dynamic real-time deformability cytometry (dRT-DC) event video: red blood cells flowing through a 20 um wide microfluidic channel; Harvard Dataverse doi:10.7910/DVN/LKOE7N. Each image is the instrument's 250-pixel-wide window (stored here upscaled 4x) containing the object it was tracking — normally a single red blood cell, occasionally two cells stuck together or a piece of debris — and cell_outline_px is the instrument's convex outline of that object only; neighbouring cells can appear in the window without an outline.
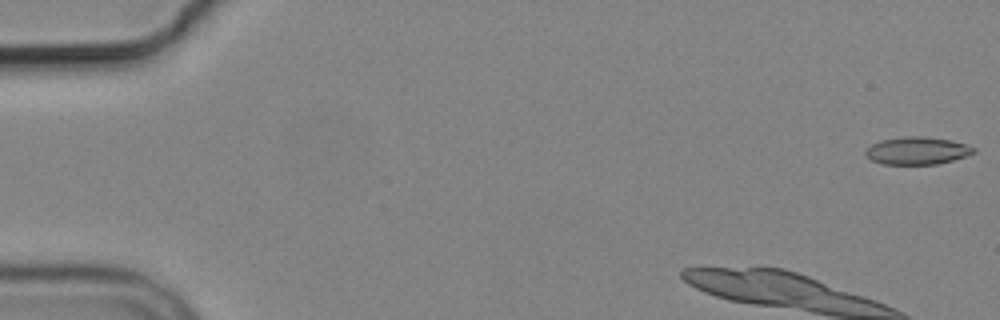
{"species": "common noctule bat (a hibernating species)", "species_latin": "Nyctalus noctula", "temperature_condition": "cold", "stored_images_in_passage": 9, "camera_frame_rate_fps": 3000, "um_per_image_px": 0.085, "animal": {"sex": "male", "body_mass_g": 19.2, "forearm_length_mm": 51.8}, "frame": {"image": 1, "passage_image": 1, "time_ms": 0.0, "image_size_px": [1000, 320], "cell_outline_px": [[976, 152], [952, 160], [936, 164], [880, 164], [872, 160], [864, 152], [872, 144], [880, 140], [904, 136], [924, 136], [952, 140], [968, 144], [976, 148]], "centroid_in_image_um": [77.98, 12.79], "position_along_channel_um": 7.0, "area_um2": 17.4}}
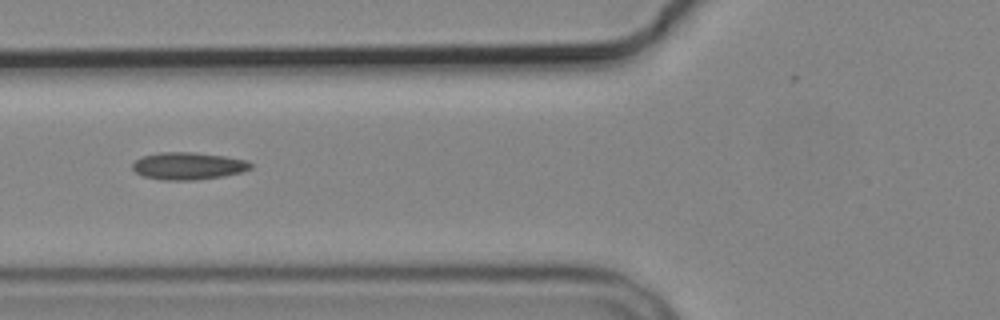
{"frame": {"image": 2, "passage_image": 7, "time_ms": 7.0, "image_size_px": [1000, 320], "cell_outline_px": [[252, 168], [240, 172], [224, 176], [196, 180], [160, 180], [144, 176], [136, 172], [132, 168], [132, 164], [136, 160], [144, 156], [160, 152], [192, 152], [224, 156], [248, 160], [252, 164]], "centroid_in_image_um": [16.01, 14.11], "position_along_channel_um": 109.8, "area_um2": 18.79}}
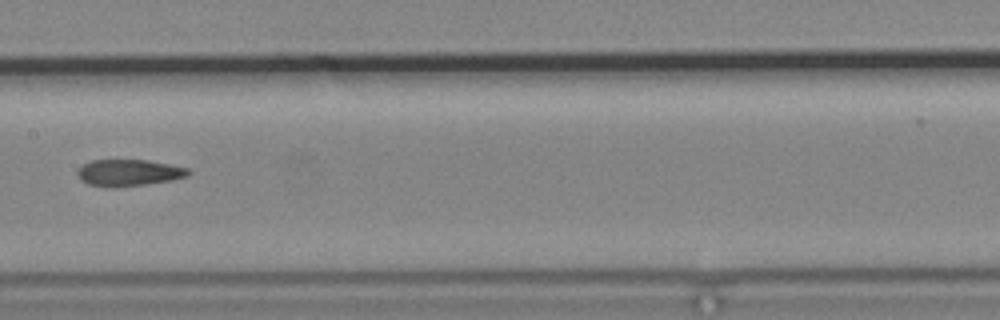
{"frame": {"image": 3, "passage_image": 9, "time_ms": 9.333, "image_size_px": [1000, 320], "cell_outline_px": [[192, 172], [188, 176], [172, 180], [144, 184], [112, 188], [88, 184], [80, 180], [76, 176], [76, 172], [84, 164], [92, 160], [148, 160], [172, 164], [188, 168]], "centroid_in_image_um": [10.96, 14.68], "position_along_channel_um": 196.4, "area_um2": 17.34}}